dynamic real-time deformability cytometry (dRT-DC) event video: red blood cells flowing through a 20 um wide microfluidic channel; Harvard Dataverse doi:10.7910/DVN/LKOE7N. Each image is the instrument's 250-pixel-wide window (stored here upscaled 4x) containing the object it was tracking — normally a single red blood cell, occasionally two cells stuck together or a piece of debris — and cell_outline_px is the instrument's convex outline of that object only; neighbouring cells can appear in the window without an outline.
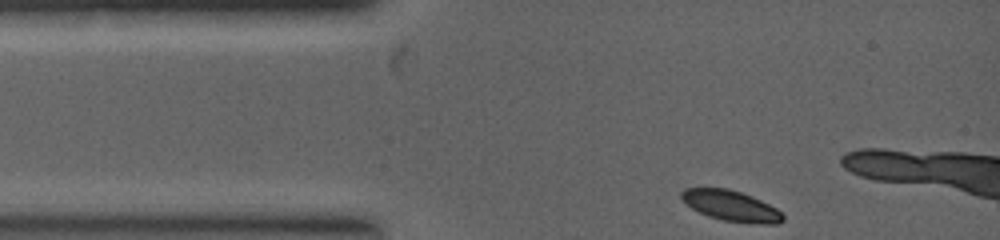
{"species": "common noctule bat (a hibernating species)", "species_latin": "Nyctalus noctula", "temperature_condition": "warm", "stored_images_in_passage": 4, "camera_frame_rate_fps": 5000, "um_per_image_px": 0.085, "animal": {"sex": "female", "body_mass_g": 19.0, "forearm_length_mm": 53.3}, "frame": {"image": 1, "passage_image": 1, "time_ms": 0.0, "image_size_px": [1000, 240], "cell_outline_px": [[784, 220], [776, 224], [760, 224], [724, 220], [708, 216], [692, 208], [680, 200], [680, 192], [684, 188], [728, 188], [752, 196], [776, 208], [784, 216]], "centroid_in_image_um": [62.11, 17.48], "position_along_channel_um": 22.9, "area_um2": 18.03}}